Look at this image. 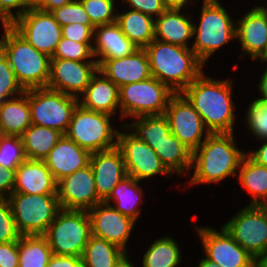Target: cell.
<instances>
[{"label":"cell","instance_id":"obj_30","mask_svg":"<svg viewBox=\"0 0 267 267\" xmlns=\"http://www.w3.org/2000/svg\"><path fill=\"white\" fill-rule=\"evenodd\" d=\"M239 168L241 185L253 195L250 205H267V167L257 164L246 154Z\"/></svg>","mask_w":267,"mask_h":267},{"label":"cell","instance_id":"obj_56","mask_svg":"<svg viewBox=\"0 0 267 267\" xmlns=\"http://www.w3.org/2000/svg\"><path fill=\"white\" fill-rule=\"evenodd\" d=\"M44 0H26V6L28 8H38Z\"/></svg>","mask_w":267,"mask_h":267},{"label":"cell","instance_id":"obj_40","mask_svg":"<svg viewBox=\"0 0 267 267\" xmlns=\"http://www.w3.org/2000/svg\"><path fill=\"white\" fill-rule=\"evenodd\" d=\"M59 25L66 26L72 23L93 25L79 0H73L51 12Z\"/></svg>","mask_w":267,"mask_h":267},{"label":"cell","instance_id":"obj_22","mask_svg":"<svg viewBox=\"0 0 267 267\" xmlns=\"http://www.w3.org/2000/svg\"><path fill=\"white\" fill-rule=\"evenodd\" d=\"M236 38H239L242 49L250 54L252 59L261 58L265 62V47L267 42V8L255 7L238 22Z\"/></svg>","mask_w":267,"mask_h":267},{"label":"cell","instance_id":"obj_48","mask_svg":"<svg viewBox=\"0 0 267 267\" xmlns=\"http://www.w3.org/2000/svg\"><path fill=\"white\" fill-rule=\"evenodd\" d=\"M15 171L7 169L4 166H0V197H5V192L8 193V197L12 192L15 184Z\"/></svg>","mask_w":267,"mask_h":267},{"label":"cell","instance_id":"obj_31","mask_svg":"<svg viewBox=\"0 0 267 267\" xmlns=\"http://www.w3.org/2000/svg\"><path fill=\"white\" fill-rule=\"evenodd\" d=\"M151 148L170 173L182 175L186 168L192 169V152L174 134L171 133L164 141Z\"/></svg>","mask_w":267,"mask_h":267},{"label":"cell","instance_id":"obj_1","mask_svg":"<svg viewBox=\"0 0 267 267\" xmlns=\"http://www.w3.org/2000/svg\"><path fill=\"white\" fill-rule=\"evenodd\" d=\"M232 81L205 77L203 72L181 93L200 114L209 133H233Z\"/></svg>","mask_w":267,"mask_h":267},{"label":"cell","instance_id":"obj_36","mask_svg":"<svg viewBox=\"0 0 267 267\" xmlns=\"http://www.w3.org/2000/svg\"><path fill=\"white\" fill-rule=\"evenodd\" d=\"M178 245L171 237L157 239L143 257V267H176L180 259Z\"/></svg>","mask_w":267,"mask_h":267},{"label":"cell","instance_id":"obj_10","mask_svg":"<svg viewBox=\"0 0 267 267\" xmlns=\"http://www.w3.org/2000/svg\"><path fill=\"white\" fill-rule=\"evenodd\" d=\"M79 99L48 87L29 89L32 124L66 134Z\"/></svg>","mask_w":267,"mask_h":267},{"label":"cell","instance_id":"obj_38","mask_svg":"<svg viewBox=\"0 0 267 267\" xmlns=\"http://www.w3.org/2000/svg\"><path fill=\"white\" fill-rule=\"evenodd\" d=\"M88 14L91 23L96 27L116 22L114 14L115 0H79Z\"/></svg>","mask_w":267,"mask_h":267},{"label":"cell","instance_id":"obj_49","mask_svg":"<svg viewBox=\"0 0 267 267\" xmlns=\"http://www.w3.org/2000/svg\"><path fill=\"white\" fill-rule=\"evenodd\" d=\"M47 267H83L82 257L53 254Z\"/></svg>","mask_w":267,"mask_h":267},{"label":"cell","instance_id":"obj_20","mask_svg":"<svg viewBox=\"0 0 267 267\" xmlns=\"http://www.w3.org/2000/svg\"><path fill=\"white\" fill-rule=\"evenodd\" d=\"M89 164L93 170L99 198L104 202L112 189L127 176L124 158L118 147L91 153Z\"/></svg>","mask_w":267,"mask_h":267},{"label":"cell","instance_id":"obj_42","mask_svg":"<svg viewBox=\"0 0 267 267\" xmlns=\"http://www.w3.org/2000/svg\"><path fill=\"white\" fill-rule=\"evenodd\" d=\"M247 110L249 129L255 136L267 139V103L254 100Z\"/></svg>","mask_w":267,"mask_h":267},{"label":"cell","instance_id":"obj_21","mask_svg":"<svg viewBox=\"0 0 267 267\" xmlns=\"http://www.w3.org/2000/svg\"><path fill=\"white\" fill-rule=\"evenodd\" d=\"M90 155L88 150L78 146L66 135H62L43 161L51 171L55 181L58 182L78 169L87 166Z\"/></svg>","mask_w":267,"mask_h":267},{"label":"cell","instance_id":"obj_55","mask_svg":"<svg viewBox=\"0 0 267 267\" xmlns=\"http://www.w3.org/2000/svg\"><path fill=\"white\" fill-rule=\"evenodd\" d=\"M198 267H219L216 263L204 258L199 263Z\"/></svg>","mask_w":267,"mask_h":267},{"label":"cell","instance_id":"obj_11","mask_svg":"<svg viewBox=\"0 0 267 267\" xmlns=\"http://www.w3.org/2000/svg\"><path fill=\"white\" fill-rule=\"evenodd\" d=\"M223 227L254 258L267 253V205H247Z\"/></svg>","mask_w":267,"mask_h":267},{"label":"cell","instance_id":"obj_35","mask_svg":"<svg viewBox=\"0 0 267 267\" xmlns=\"http://www.w3.org/2000/svg\"><path fill=\"white\" fill-rule=\"evenodd\" d=\"M131 124V133L137 139L143 140L150 147L164 141L171 134L169 123L164 115L140 116Z\"/></svg>","mask_w":267,"mask_h":267},{"label":"cell","instance_id":"obj_23","mask_svg":"<svg viewBox=\"0 0 267 267\" xmlns=\"http://www.w3.org/2000/svg\"><path fill=\"white\" fill-rule=\"evenodd\" d=\"M13 192L57 194V182L44 161L26 159L15 171Z\"/></svg>","mask_w":267,"mask_h":267},{"label":"cell","instance_id":"obj_4","mask_svg":"<svg viewBox=\"0 0 267 267\" xmlns=\"http://www.w3.org/2000/svg\"><path fill=\"white\" fill-rule=\"evenodd\" d=\"M4 28L0 50L6 56L18 83L24 90L47 87L51 57L38 51L10 25Z\"/></svg>","mask_w":267,"mask_h":267},{"label":"cell","instance_id":"obj_3","mask_svg":"<svg viewBox=\"0 0 267 267\" xmlns=\"http://www.w3.org/2000/svg\"><path fill=\"white\" fill-rule=\"evenodd\" d=\"M234 143L233 133L207 132L192 153V168L195 169L189 184L216 183L236 175L235 170L246 153L238 150Z\"/></svg>","mask_w":267,"mask_h":267},{"label":"cell","instance_id":"obj_26","mask_svg":"<svg viewBox=\"0 0 267 267\" xmlns=\"http://www.w3.org/2000/svg\"><path fill=\"white\" fill-rule=\"evenodd\" d=\"M181 9H166L155 19V39L188 48L186 42L193 37L194 24L180 13ZM160 36V37H158Z\"/></svg>","mask_w":267,"mask_h":267},{"label":"cell","instance_id":"obj_18","mask_svg":"<svg viewBox=\"0 0 267 267\" xmlns=\"http://www.w3.org/2000/svg\"><path fill=\"white\" fill-rule=\"evenodd\" d=\"M88 214L91 221V235L105 239L127 252L125 248L127 240L136 221L105 202L89 209Z\"/></svg>","mask_w":267,"mask_h":267},{"label":"cell","instance_id":"obj_58","mask_svg":"<svg viewBox=\"0 0 267 267\" xmlns=\"http://www.w3.org/2000/svg\"><path fill=\"white\" fill-rule=\"evenodd\" d=\"M265 62H267V42H266V47H265Z\"/></svg>","mask_w":267,"mask_h":267},{"label":"cell","instance_id":"obj_32","mask_svg":"<svg viewBox=\"0 0 267 267\" xmlns=\"http://www.w3.org/2000/svg\"><path fill=\"white\" fill-rule=\"evenodd\" d=\"M125 255L126 251L117 245L91 235L82 255V263L83 267H116Z\"/></svg>","mask_w":267,"mask_h":267},{"label":"cell","instance_id":"obj_33","mask_svg":"<svg viewBox=\"0 0 267 267\" xmlns=\"http://www.w3.org/2000/svg\"><path fill=\"white\" fill-rule=\"evenodd\" d=\"M18 253L19 267H47L53 255L44 235H21Z\"/></svg>","mask_w":267,"mask_h":267},{"label":"cell","instance_id":"obj_5","mask_svg":"<svg viewBox=\"0 0 267 267\" xmlns=\"http://www.w3.org/2000/svg\"><path fill=\"white\" fill-rule=\"evenodd\" d=\"M7 199L21 235H44L61 210L57 194L12 192Z\"/></svg>","mask_w":267,"mask_h":267},{"label":"cell","instance_id":"obj_14","mask_svg":"<svg viewBox=\"0 0 267 267\" xmlns=\"http://www.w3.org/2000/svg\"><path fill=\"white\" fill-rule=\"evenodd\" d=\"M57 198L65 210L88 211L103 202L97 194L90 164L57 182Z\"/></svg>","mask_w":267,"mask_h":267},{"label":"cell","instance_id":"obj_12","mask_svg":"<svg viewBox=\"0 0 267 267\" xmlns=\"http://www.w3.org/2000/svg\"><path fill=\"white\" fill-rule=\"evenodd\" d=\"M10 26L38 51L52 57L62 39V28L51 12L29 8Z\"/></svg>","mask_w":267,"mask_h":267},{"label":"cell","instance_id":"obj_41","mask_svg":"<svg viewBox=\"0 0 267 267\" xmlns=\"http://www.w3.org/2000/svg\"><path fill=\"white\" fill-rule=\"evenodd\" d=\"M24 91L18 83L6 56L0 50V103L6 100L8 96H13L16 93L21 95Z\"/></svg>","mask_w":267,"mask_h":267},{"label":"cell","instance_id":"obj_29","mask_svg":"<svg viewBox=\"0 0 267 267\" xmlns=\"http://www.w3.org/2000/svg\"><path fill=\"white\" fill-rule=\"evenodd\" d=\"M62 135L58 130L31 124L21 136L26 159L43 161Z\"/></svg>","mask_w":267,"mask_h":267},{"label":"cell","instance_id":"obj_15","mask_svg":"<svg viewBox=\"0 0 267 267\" xmlns=\"http://www.w3.org/2000/svg\"><path fill=\"white\" fill-rule=\"evenodd\" d=\"M117 147L123 154L127 175L136 180L140 181L160 173L171 174L162 164L156 152L131 133L118 132Z\"/></svg>","mask_w":267,"mask_h":267},{"label":"cell","instance_id":"obj_7","mask_svg":"<svg viewBox=\"0 0 267 267\" xmlns=\"http://www.w3.org/2000/svg\"><path fill=\"white\" fill-rule=\"evenodd\" d=\"M199 26L194 25L196 39L192 50L200 61L206 60L221 46L236 38L235 23L217 0H203Z\"/></svg>","mask_w":267,"mask_h":267},{"label":"cell","instance_id":"obj_51","mask_svg":"<svg viewBox=\"0 0 267 267\" xmlns=\"http://www.w3.org/2000/svg\"><path fill=\"white\" fill-rule=\"evenodd\" d=\"M71 1L73 0H44L38 8L46 12H52L63 5L69 4Z\"/></svg>","mask_w":267,"mask_h":267},{"label":"cell","instance_id":"obj_45","mask_svg":"<svg viewBox=\"0 0 267 267\" xmlns=\"http://www.w3.org/2000/svg\"><path fill=\"white\" fill-rule=\"evenodd\" d=\"M12 8L19 9L16 16L12 13ZM28 9L26 0H0V19L3 23V27L10 25L15 18L23 15Z\"/></svg>","mask_w":267,"mask_h":267},{"label":"cell","instance_id":"obj_17","mask_svg":"<svg viewBox=\"0 0 267 267\" xmlns=\"http://www.w3.org/2000/svg\"><path fill=\"white\" fill-rule=\"evenodd\" d=\"M206 258L219 267H254L255 258L243 249L223 227L221 233L197 228Z\"/></svg>","mask_w":267,"mask_h":267},{"label":"cell","instance_id":"obj_37","mask_svg":"<svg viewBox=\"0 0 267 267\" xmlns=\"http://www.w3.org/2000/svg\"><path fill=\"white\" fill-rule=\"evenodd\" d=\"M25 160L22 138L0 135V166L16 170Z\"/></svg>","mask_w":267,"mask_h":267},{"label":"cell","instance_id":"obj_43","mask_svg":"<svg viewBox=\"0 0 267 267\" xmlns=\"http://www.w3.org/2000/svg\"><path fill=\"white\" fill-rule=\"evenodd\" d=\"M18 232L7 197H0V243L18 241Z\"/></svg>","mask_w":267,"mask_h":267},{"label":"cell","instance_id":"obj_54","mask_svg":"<svg viewBox=\"0 0 267 267\" xmlns=\"http://www.w3.org/2000/svg\"><path fill=\"white\" fill-rule=\"evenodd\" d=\"M254 267H267V253L255 258Z\"/></svg>","mask_w":267,"mask_h":267},{"label":"cell","instance_id":"obj_39","mask_svg":"<svg viewBox=\"0 0 267 267\" xmlns=\"http://www.w3.org/2000/svg\"><path fill=\"white\" fill-rule=\"evenodd\" d=\"M93 47L90 43H79L62 37L51 58L84 62V59L94 57Z\"/></svg>","mask_w":267,"mask_h":267},{"label":"cell","instance_id":"obj_24","mask_svg":"<svg viewBox=\"0 0 267 267\" xmlns=\"http://www.w3.org/2000/svg\"><path fill=\"white\" fill-rule=\"evenodd\" d=\"M95 47L94 56L100 60L114 59L131 55L138 49L121 31L115 22L108 25H100L94 28Z\"/></svg>","mask_w":267,"mask_h":267},{"label":"cell","instance_id":"obj_19","mask_svg":"<svg viewBox=\"0 0 267 267\" xmlns=\"http://www.w3.org/2000/svg\"><path fill=\"white\" fill-rule=\"evenodd\" d=\"M98 75H104L118 87L139 82L152 76L148 56L144 49H136L131 55L97 60Z\"/></svg>","mask_w":267,"mask_h":267},{"label":"cell","instance_id":"obj_27","mask_svg":"<svg viewBox=\"0 0 267 267\" xmlns=\"http://www.w3.org/2000/svg\"><path fill=\"white\" fill-rule=\"evenodd\" d=\"M21 96L12 97L13 99H6L0 103V135L21 137L32 124L29 89L25 90Z\"/></svg>","mask_w":267,"mask_h":267},{"label":"cell","instance_id":"obj_34","mask_svg":"<svg viewBox=\"0 0 267 267\" xmlns=\"http://www.w3.org/2000/svg\"><path fill=\"white\" fill-rule=\"evenodd\" d=\"M138 184V180L127 175L112 189L111 194L104 202L109 204L112 198L115 199L117 205L113 207L121 214L136 221L140 215V209L136 208L137 201L141 199L143 192Z\"/></svg>","mask_w":267,"mask_h":267},{"label":"cell","instance_id":"obj_6","mask_svg":"<svg viewBox=\"0 0 267 267\" xmlns=\"http://www.w3.org/2000/svg\"><path fill=\"white\" fill-rule=\"evenodd\" d=\"M44 236L54 255L82 257L91 236L88 211L61 209Z\"/></svg>","mask_w":267,"mask_h":267},{"label":"cell","instance_id":"obj_2","mask_svg":"<svg viewBox=\"0 0 267 267\" xmlns=\"http://www.w3.org/2000/svg\"><path fill=\"white\" fill-rule=\"evenodd\" d=\"M144 50L152 76L174 93H181L203 72L204 64L191 48L154 39Z\"/></svg>","mask_w":267,"mask_h":267},{"label":"cell","instance_id":"obj_52","mask_svg":"<svg viewBox=\"0 0 267 267\" xmlns=\"http://www.w3.org/2000/svg\"><path fill=\"white\" fill-rule=\"evenodd\" d=\"M260 79L261 81L259 83V91L261 92L262 97L258 98L257 100L263 103H267V68L265 72H263V75Z\"/></svg>","mask_w":267,"mask_h":267},{"label":"cell","instance_id":"obj_25","mask_svg":"<svg viewBox=\"0 0 267 267\" xmlns=\"http://www.w3.org/2000/svg\"><path fill=\"white\" fill-rule=\"evenodd\" d=\"M83 96L79 104L88 110L114 115L117 106H120L119 87L104 75H94Z\"/></svg>","mask_w":267,"mask_h":267},{"label":"cell","instance_id":"obj_9","mask_svg":"<svg viewBox=\"0 0 267 267\" xmlns=\"http://www.w3.org/2000/svg\"><path fill=\"white\" fill-rule=\"evenodd\" d=\"M174 94L164 83L151 76L148 79L119 87L121 116L164 115Z\"/></svg>","mask_w":267,"mask_h":267},{"label":"cell","instance_id":"obj_28","mask_svg":"<svg viewBox=\"0 0 267 267\" xmlns=\"http://www.w3.org/2000/svg\"><path fill=\"white\" fill-rule=\"evenodd\" d=\"M153 19L150 15L132 9L124 14H118L116 23L122 33L138 49H144L155 39V21Z\"/></svg>","mask_w":267,"mask_h":267},{"label":"cell","instance_id":"obj_8","mask_svg":"<svg viewBox=\"0 0 267 267\" xmlns=\"http://www.w3.org/2000/svg\"><path fill=\"white\" fill-rule=\"evenodd\" d=\"M111 115L88 110L80 104L75 108L66 136L90 153L117 147L118 130L110 126Z\"/></svg>","mask_w":267,"mask_h":267},{"label":"cell","instance_id":"obj_57","mask_svg":"<svg viewBox=\"0 0 267 267\" xmlns=\"http://www.w3.org/2000/svg\"><path fill=\"white\" fill-rule=\"evenodd\" d=\"M116 267H134L132 263L127 259V256L125 255L119 263L116 265Z\"/></svg>","mask_w":267,"mask_h":267},{"label":"cell","instance_id":"obj_50","mask_svg":"<svg viewBox=\"0 0 267 267\" xmlns=\"http://www.w3.org/2000/svg\"><path fill=\"white\" fill-rule=\"evenodd\" d=\"M265 143L256 152L249 153V157L257 164L267 167V139Z\"/></svg>","mask_w":267,"mask_h":267},{"label":"cell","instance_id":"obj_16","mask_svg":"<svg viewBox=\"0 0 267 267\" xmlns=\"http://www.w3.org/2000/svg\"><path fill=\"white\" fill-rule=\"evenodd\" d=\"M98 72L97 61L80 62L70 59H50V77L47 87L80 98L92 77ZM77 92V93H76Z\"/></svg>","mask_w":267,"mask_h":267},{"label":"cell","instance_id":"obj_46","mask_svg":"<svg viewBox=\"0 0 267 267\" xmlns=\"http://www.w3.org/2000/svg\"><path fill=\"white\" fill-rule=\"evenodd\" d=\"M127 2L133 10H137L147 15L159 17L167 8L164 0H123Z\"/></svg>","mask_w":267,"mask_h":267},{"label":"cell","instance_id":"obj_53","mask_svg":"<svg viewBox=\"0 0 267 267\" xmlns=\"http://www.w3.org/2000/svg\"><path fill=\"white\" fill-rule=\"evenodd\" d=\"M189 0H164L167 9H181L187 5Z\"/></svg>","mask_w":267,"mask_h":267},{"label":"cell","instance_id":"obj_47","mask_svg":"<svg viewBox=\"0 0 267 267\" xmlns=\"http://www.w3.org/2000/svg\"><path fill=\"white\" fill-rule=\"evenodd\" d=\"M0 267H19L18 241L0 243Z\"/></svg>","mask_w":267,"mask_h":267},{"label":"cell","instance_id":"obj_13","mask_svg":"<svg viewBox=\"0 0 267 267\" xmlns=\"http://www.w3.org/2000/svg\"><path fill=\"white\" fill-rule=\"evenodd\" d=\"M164 116L171 133L192 153L203 142L204 124L200 114L182 93H174L169 99Z\"/></svg>","mask_w":267,"mask_h":267},{"label":"cell","instance_id":"obj_44","mask_svg":"<svg viewBox=\"0 0 267 267\" xmlns=\"http://www.w3.org/2000/svg\"><path fill=\"white\" fill-rule=\"evenodd\" d=\"M62 37L79 43H90L94 35V25L72 23L62 26Z\"/></svg>","mask_w":267,"mask_h":267}]
</instances>
